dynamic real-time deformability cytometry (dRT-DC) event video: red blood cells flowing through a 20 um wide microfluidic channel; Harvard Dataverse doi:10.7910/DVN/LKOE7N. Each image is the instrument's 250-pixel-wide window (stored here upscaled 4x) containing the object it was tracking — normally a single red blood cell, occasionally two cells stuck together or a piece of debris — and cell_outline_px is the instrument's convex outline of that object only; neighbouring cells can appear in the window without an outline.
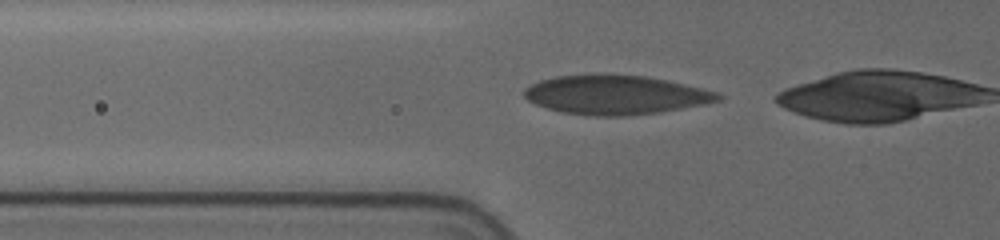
{"species": "human", "species_latin": "Homo sapiens", "temperature_condition": "cold", "stored_images_in_passage": 21, "camera_frame_rate_fps": 3000, "um_per_image_px": 0.085, "donor": {"sex": "female"}, "frame": {"image": 1, "passage_image": 18, "time_ms": 5.667, "image_size_px": [1000, 240], "cell_outline_px": [[724, 96], [720, 100], [704, 104], [660, 112], [624, 116], [596, 116], [560, 112], [536, 104], [528, 100], [524, 96], [524, 88], [540, 80], [556, 76], [604, 72], [648, 76], [668, 80], [716, 92]], "centroid_in_image_um": [52.3, 8.03], "position_along_channel_um": 73.5, "area_um2": 44.74}}